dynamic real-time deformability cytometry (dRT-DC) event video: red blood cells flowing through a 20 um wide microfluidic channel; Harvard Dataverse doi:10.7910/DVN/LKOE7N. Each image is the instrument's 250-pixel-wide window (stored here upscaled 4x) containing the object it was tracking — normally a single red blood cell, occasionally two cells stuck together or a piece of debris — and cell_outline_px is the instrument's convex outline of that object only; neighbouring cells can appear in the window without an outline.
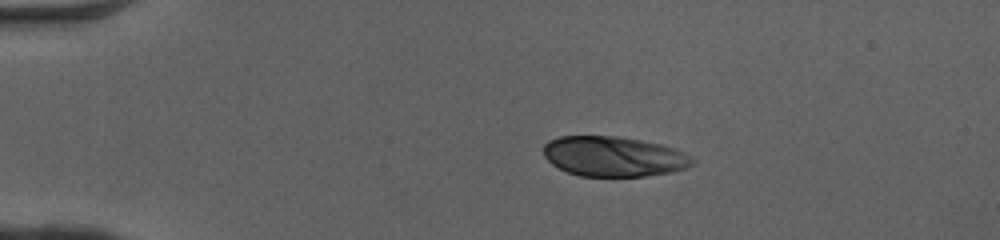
{"species": "human", "species_latin": "Homo sapiens", "temperature_condition": "cold", "stored_images_in_passage": 41, "camera_frame_rate_fps": 3000, "um_per_image_px": 0.085, "donor": {"sex": "female"}, "frame": {"image": 1, "passage_image": 1, "time_ms": 0.0, "image_size_px": [1000, 240], "cell_outline_px": [[696, 160], [692, 164], [684, 168], [672, 172], [644, 176], [580, 176], [568, 172], [552, 164], [544, 156], [544, 144], [548, 140], [560, 136], [620, 136], [660, 144], [676, 148], [692, 156]], "centroid_in_image_um": [52.18, 13.29], "position_along_channel_um": 32.8, "area_um2": 34.85}}
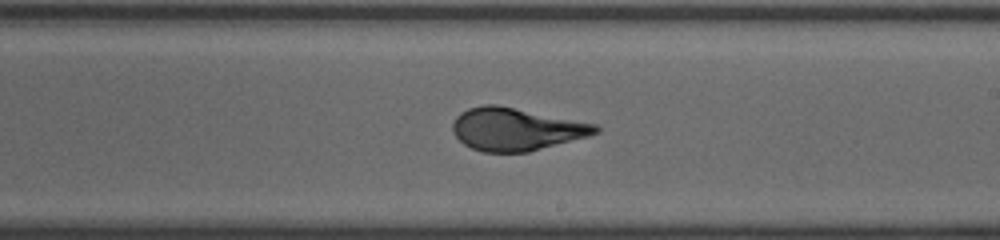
{"frame": {"image": 2, "passage_image": 21, "time_ms": 6.667, "image_size_px": [1000, 240], "cell_outline_px": [[600, 132], [588, 136], [528, 152], [484, 152], [472, 148], [464, 144], [452, 132], [452, 124], [456, 116], [460, 112], [468, 108], [484, 104], [496, 104], [596, 124], [600, 128]], "centroid_in_image_um": [43.84, 10.97], "position_along_channel_um": 245.2, "area_um2": 35.37}}
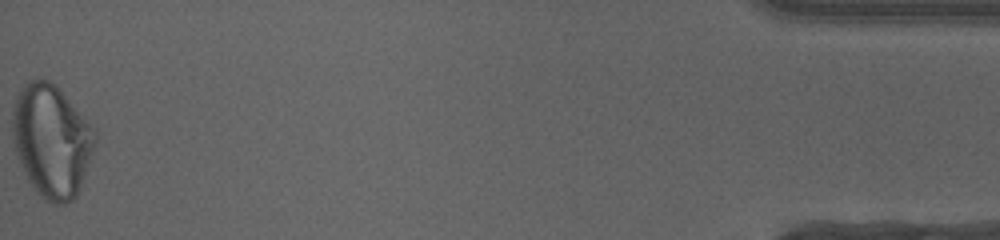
{"frame": {"image": 3, "passage_image": 41, "time_ms": 13.333, "image_size_px": [1000, 240], "cell_outline_px": [[96, 140], [80, 188], [76, 196], [72, 200], [64, 204], [56, 204], [44, 200], [32, 188], [20, 164], [16, 152], [12, 136], [12, 112], [16, 96], [20, 88], [28, 80], [48, 80], [96, 128]], "centroid_in_image_um": [4.36, 11.99], "position_along_channel_um": 430.8, "area_um2": 53.87}, "authors_computed_cell_mechanics": {"area_um2": 35.547, "velocity_mm_per_s": 4.1061, "shape_relaxation_time_tau1_ms": 5.6567, "shape_relaxation_time_tau2_ms": null, "deformation_change_tau1": 0.2167, "deformation_change_tau2": null}}